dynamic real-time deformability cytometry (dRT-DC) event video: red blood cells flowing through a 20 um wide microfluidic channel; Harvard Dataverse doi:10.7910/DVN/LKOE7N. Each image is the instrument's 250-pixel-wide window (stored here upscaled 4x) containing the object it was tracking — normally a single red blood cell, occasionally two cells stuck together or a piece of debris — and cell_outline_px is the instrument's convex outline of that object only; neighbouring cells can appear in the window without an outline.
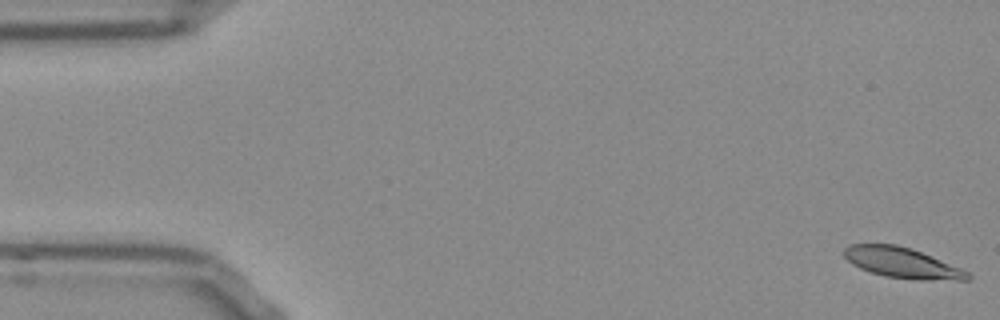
{"species": "Egyptian fruit bat (a non-hibernating species)", "species_latin": "Rousettus aegyptiacus", "temperature_condition": "room temperature", "stored_images_in_passage": 53, "camera_frame_rate_fps": 3000, "um_per_image_px": 0.085, "frame": {"image": 1, "passage_image": 1, "time_ms": 0.0, "image_size_px": [1000, 320], "cell_outline_px": [[972, 276], [968, 280], [920, 280], [884, 276], [860, 268], [852, 264], [844, 256], [844, 248], [848, 244], [896, 244], [912, 248], [960, 268], [968, 272]], "centroid_in_image_um": [76.67, 22.33], "position_along_channel_um": 8.3, "area_um2": 21.85}}
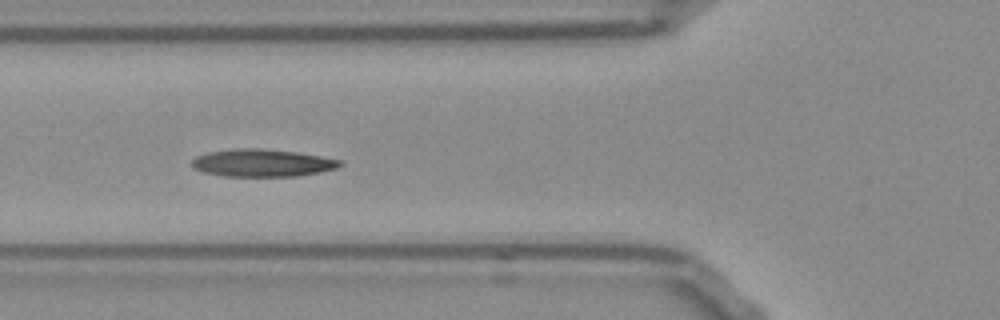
{"frame": {"image": 2, "passage_image": 19, "time_ms": 6.0, "image_size_px": [1000, 320], "cell_outline_px": [[344, 164], [336, 168], [320, 172], [296, 176], [224, 176], [204, 172], [192, 168], [192, 160], [196, 156], [208, 152], [236, 148], [260, 148], [296, 152], [320, 156], [340, 160]], "centroid_in_image_um": [22.27, 13.84], "position_along_channel_um": 103.5, "area_um2": 23.7}}
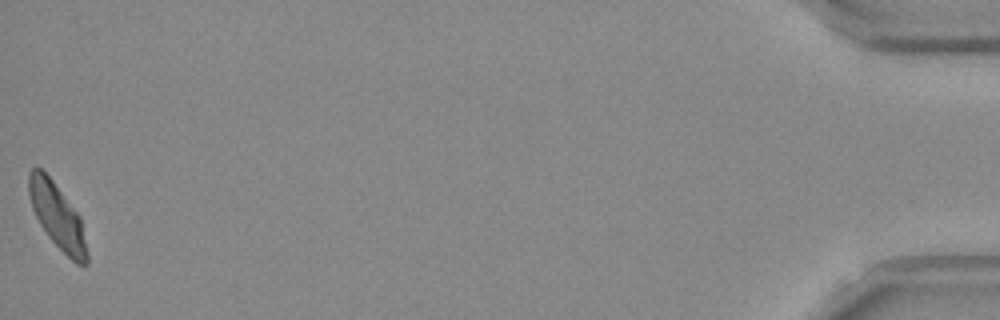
{"frame": {"image": 3, "passage_image": 53, "time_ms": 17.333, "image_size_px": [1000, 320], "cell_outline_px": [[88, 264], [76, 264], [48, 236], [40, 224], [32, 208], [28, 192], [28, 172], [32, 168], [40, 168], [52, 180], [80, 216], [88, 252]], "centroid_in_image_um": [4.87, 18.37], "position_along_channel_um": 430.3, "area_um2": 21.73}, "authors_computed_cell_mechanics": {"area_um2": 22.831, "velocity_mm_per_s": 3.7879, "shape_relaxation_time_tau1_ms": null, "shape_relaxation_time_tau2_ms": 3.8976, "deformation_change_tau1": null, "deformation_change_tau2": 0.105}}